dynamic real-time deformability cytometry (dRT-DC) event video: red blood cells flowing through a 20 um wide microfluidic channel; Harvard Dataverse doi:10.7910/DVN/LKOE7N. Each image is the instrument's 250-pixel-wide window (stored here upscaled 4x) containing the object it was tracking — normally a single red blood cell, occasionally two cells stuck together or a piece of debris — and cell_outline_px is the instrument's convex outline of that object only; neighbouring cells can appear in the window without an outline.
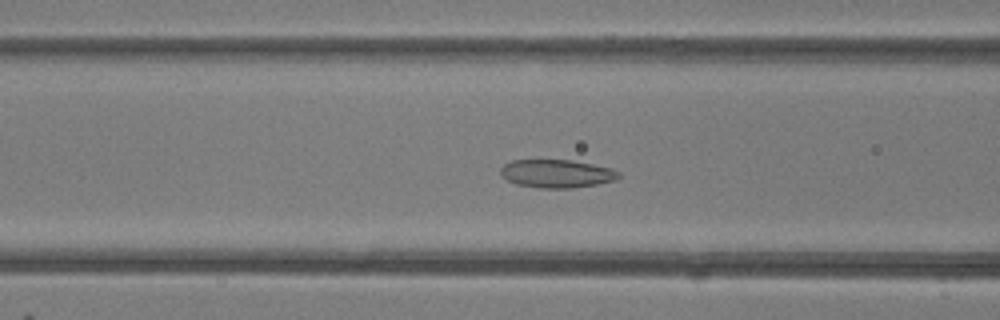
{"species": "common noctule bat (a hibernating species)", "species_latin": "Nyctalus noctula", "temperature_condition": "room temperature", "stored_images_in_passage": 50, "camera_frame_rate_fps": 3000, "um_per_image_px": 0.085, "animal": {"sex": "female"}, "frame": {"image": 1, "passage_image": 20, "time_ms": 6.333, "image_size_px": [1000, 320], "cell_outline_px": [[620, 176], [616, 180], [596, 184], [572, 188], [540, 188], [516, 184], [500, 176], [500, 168], [504, 164], [512, 160], [572, 160], [612, 168], [620, 172]], "centroid_in_image_um": [47.31, 14.75], "position_along_channel_um": 119.3, "area_um2": 19.48}}
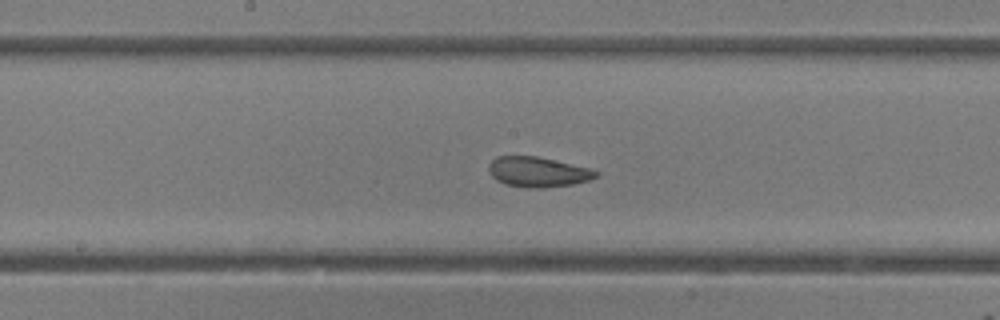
{"frame": {"image": 2, "passage_image": 26, "time_ms": 8.333, "image_size_px": [1000, 320], "cell_outline_px": [[600, 176], [588, 180], [572, 184], [544, 188], [524, 188], [504, 184], [496, 180], [492, 176], [488, 168], [488, 164], [496, 156], [536, 156], [588, 168], [600, 172]], "centroid_in_image_um": [45.69, 14.63], "position_along_channel_um": 202.5, "area_um2": 18.84}}
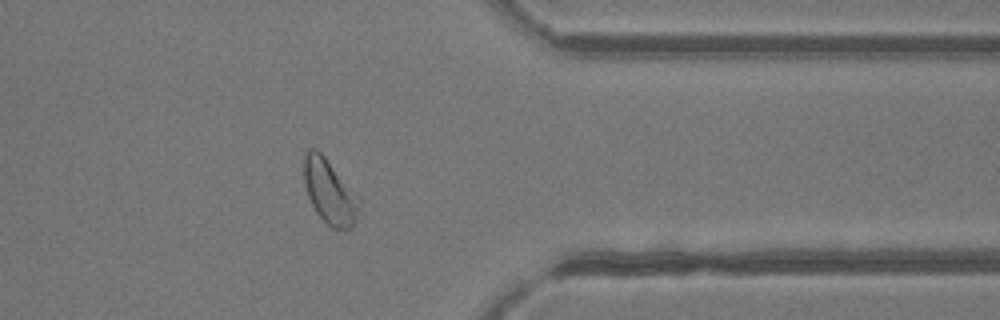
{"frame": {"image": 3, "passage_image": 40, "time_ms": 13.0, "image_size_px": [1000, 320], "cell_outline_px": [[360, 204], [356, 220], [352, 228], [332, 228], [316, 212], [308, 196], [304, 184], [304, 152], [308, 148], [316, 148], [324, 156], [360, 196]], "centroid_in_image_um": [28.02, 16.27], "position_along_channel_um": 383.4, "area_um2": 20.81}, "authors_computed_cell_mechanics": {"area_um2": 21.6461, "velocity_mm_per_s": 4.1435, "shape_relaxation_time_tau1_ms": 6.8201, "shape_relaxation_time_tau2_ms": 1.2949, "deformation_change_tau1": 0.1473, "deformation_change_tau2": 0.0761}}